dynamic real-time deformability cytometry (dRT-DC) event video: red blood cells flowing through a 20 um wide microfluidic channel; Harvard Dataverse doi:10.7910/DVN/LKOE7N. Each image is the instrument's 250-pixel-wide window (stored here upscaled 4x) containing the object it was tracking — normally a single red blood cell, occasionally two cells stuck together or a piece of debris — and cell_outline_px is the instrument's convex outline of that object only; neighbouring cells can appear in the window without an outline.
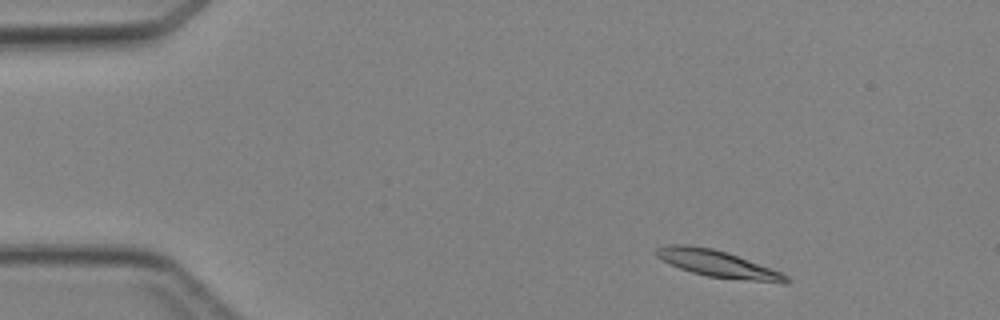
{"species": "Egyptian fruit bat (a non-hibernating species)", "species_latin": "Rousettus aegyptiacus", "temperature_condition": "cold", "stored_images_in_passage": 44, "camera_frame_rate_fps": 3000, "um_per_image_px": 0.085, "animal": {"sex": "female"}, "frame": {"image": 1, "passage_image": 4, "time_ms": 1.0, "image_size_px": [1000, 320], "cell_outline_px": [[792, 280], [788, 284], [780, 284], [708, 276], [692, 272], [680, 268], [656, 256], [656, 248], [668, 244], [688, 244], [712, 248], [736, 256], [780, 272], [788, 276]], "centroid_in_image_um": [61.04, 22.44], "position_along_channel_um": 24.0, "area_um2": 20.0}}
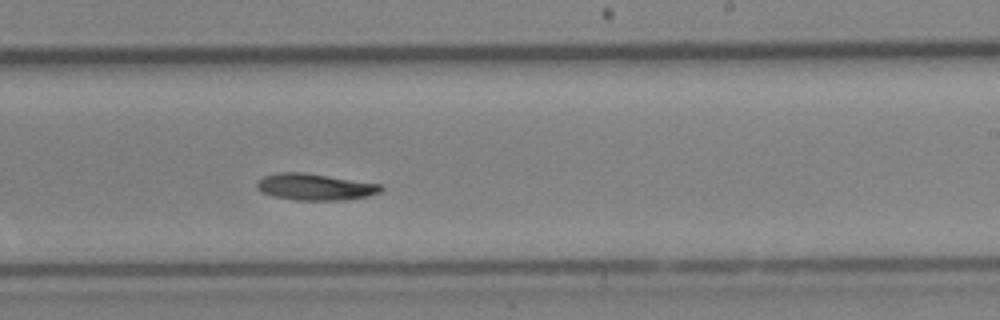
{"frame": {"image": 2, "passage_image": 26, "time_ms": 8.333, "image_size_px": [1000, 320], "cell_outline_px": [[384, 188], [380, 192], [368, 196], [344, 200], [296, 200], [272, 196], [260, 192], [256, 188], [256, 180], [264, 176], [276, 172], [304, 172], [380, 184]], "centroid_in_image_um": [26.72, 15.88], "position_along_channel_um": 262.3, "area_um2": 19.36}}
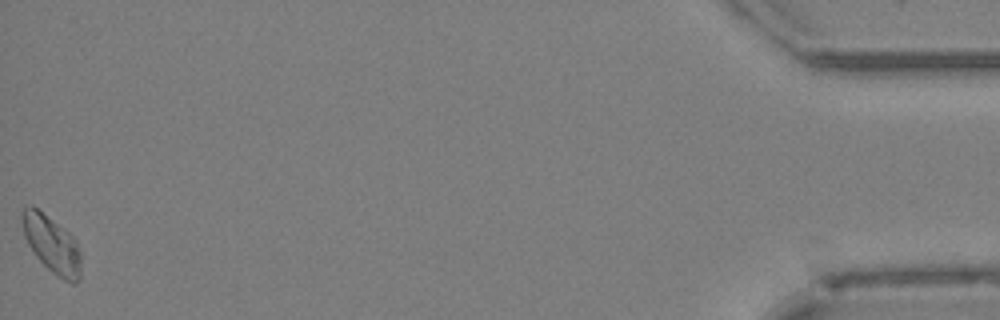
{"frame": {"image": 3, "passage_image": 44, "time_ms": 14.333, "image_size_px": [1000, 320], "cell_outline_px": [[80, 280], [72, 284], [64, 280], [52, 272], [36, 256], [28, 244], [24, 236], [20, 216], [20, 212], [24, 208], [32, 204], [68, 232], [76, 240], [80, 252]], "centroid_in_image_um": [4.38, 20.75], "position_along_channel_um": 430.8, "area_um2": 19.54}}